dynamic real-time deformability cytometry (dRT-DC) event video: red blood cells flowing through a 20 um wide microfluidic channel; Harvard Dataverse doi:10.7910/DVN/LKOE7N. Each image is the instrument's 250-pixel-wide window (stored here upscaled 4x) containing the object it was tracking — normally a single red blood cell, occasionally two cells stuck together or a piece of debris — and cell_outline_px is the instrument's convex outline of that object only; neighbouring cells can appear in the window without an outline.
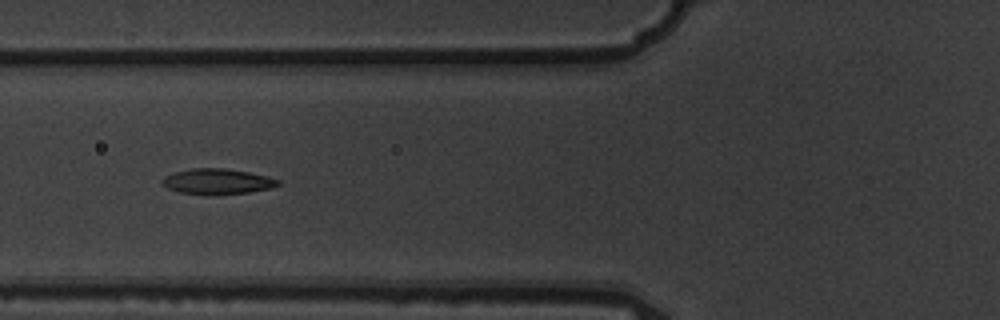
{"species": "common noctule bat (a hibernating species)", "species_latin": "Nyctalus noctula", "temperature_condition": "warm", "stored_images_in_passage": 14, "camera_frame_rate_fps": 3000, "um_per_image_px": 0.085, "animal": {"sex": "male", "body_mass_g": 19.5, "forearm_length_mm": 54.6}, "frame": {"image": 1, "passage_image": 5, "time_ms": 1.333, "image_size_px": [1000, 320], "cell_outline_px": [[280, 184], [272, 188], [248, 192], [216, 196], [212, 196], [180, 192], [168, 188], [160, 184], [160, 180], [164, 176], [176, 172], [192, 168], [224, 168], [248, 172], [268, 176], [280, 180]], "centroid_in_image_um": [18.46, 15.44], "position_along_channel_um": 107.3, "area_um2": 17.51}}
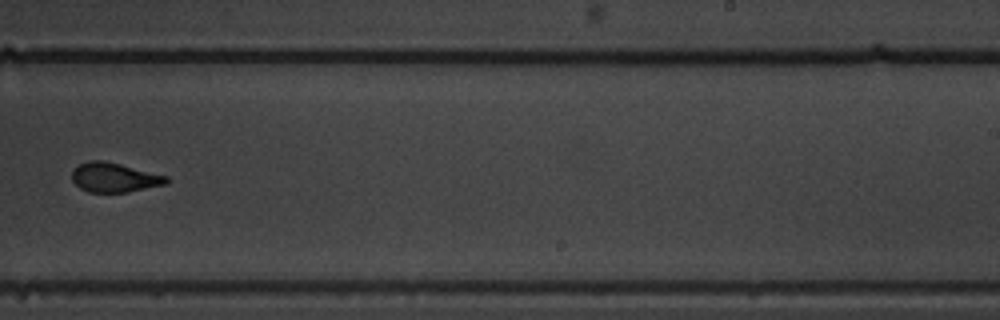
{"frame": {"image": 2, "passage_image": 9, "time_ms": 2.667, "image_size_px": [1000, 320], "cell_outline_px": [[168, 184], [128, 192], [88, 192], [80, 188], [72, 180], [72, 168], [88, 160], [104, 160], [168, 176]], "centroid_in_image_um": [9.71, 15.08], "position_along_channel_um": 279.3, "area_um2": 16.3}}
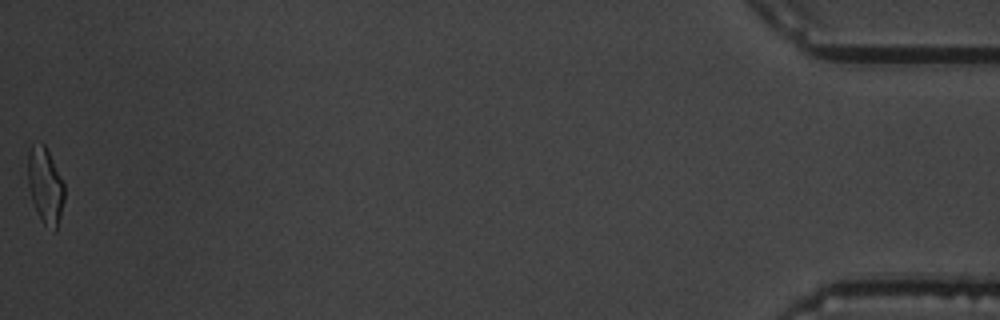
{"frame": {"image": 3, "passage_image": 14, "time_ms": 4.333, "image_size_px": [1000, 320], "cell_outline_px": [[64, 200], [56, 232], [44, 224], [40, 220], [36, 212], [28, 188], [28, 152], [32, 144], [40, 140], [44, 144], [64, 184]], "centroid_in_image_um": [3.83, 15.78], "position_along_channel_um": 431.4, "area_um2": 16.18}}